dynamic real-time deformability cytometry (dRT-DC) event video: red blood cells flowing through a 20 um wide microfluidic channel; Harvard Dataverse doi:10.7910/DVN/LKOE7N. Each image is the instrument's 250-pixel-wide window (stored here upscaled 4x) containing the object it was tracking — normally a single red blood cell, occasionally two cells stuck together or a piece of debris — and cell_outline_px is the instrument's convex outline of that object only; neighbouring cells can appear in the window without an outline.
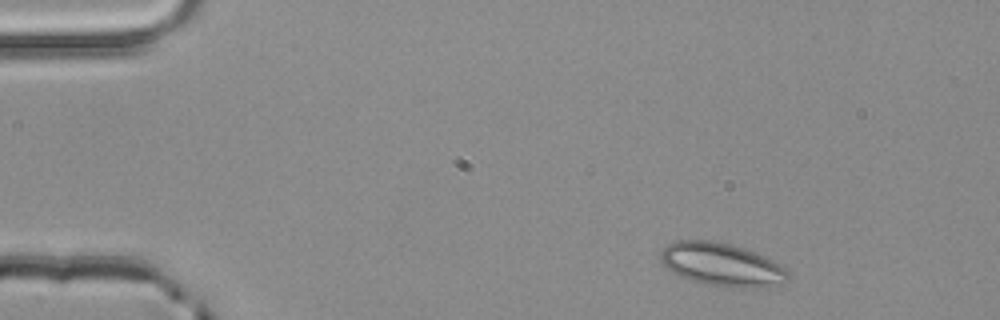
{"species": "common noctule bat (a hibernating species)", "species_latin": "Nyctalus noctula", "temperature_condition": "room temperature", "stored_images_in_passage": 3, "camera_frame_rate_fps": 3000, "um_per_image_px": 0.085, "animal": {"sex": "male", "body_mass_g": 20.4}, "frame": {"image": 1, "passage_image": 1, "time_ms": 0.0, "image_size_px": [1000, 320], "cell_outline_px": [[788, 280], [764, 284], [736, 288], [724, 288], [692, 280], [680, 276], [672, 272], [660, 260], [660, 252], [668, 244], [676, 240], [712, 240], [744, 248], [764, 256], [784, 268], [788, 272]], "centroid_in_image_um": [61.24, 22.45], "position_along_channel_um": 23.8, "area_um2": 31.15}}